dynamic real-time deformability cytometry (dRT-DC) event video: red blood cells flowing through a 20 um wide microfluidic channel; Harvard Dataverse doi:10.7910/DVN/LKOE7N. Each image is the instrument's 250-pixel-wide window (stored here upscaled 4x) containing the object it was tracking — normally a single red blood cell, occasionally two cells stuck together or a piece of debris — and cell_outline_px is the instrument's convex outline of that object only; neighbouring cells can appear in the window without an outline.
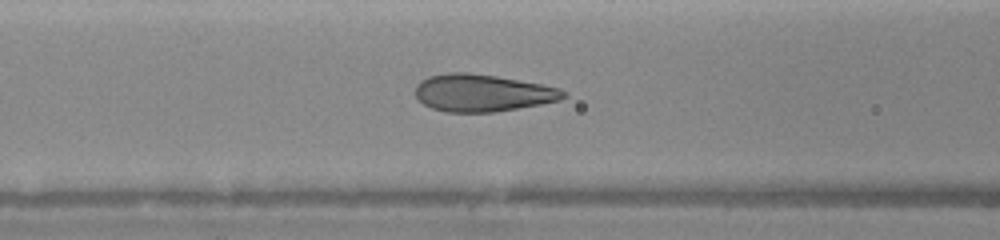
{"species": "human", "species_latin": "Homo sapiens", "temperature_condition": "warm", "stored_images_in_passage": 60, "camera_frame_rate_fps": 3000, "um_per_image_px": 0.085, "donor": {"sex": "female"}, "frame": {"image": 1, "passage_image": 21, "time_ms": 4.0, "image_size_px": [1000, 240], "cell_outline_px": [[568, 96], [560, 100], [540, 104], [492, 112], [444, 112], [432, 108], [424, 104], [416, 96], [416, 84], [420, 80], [428, 76], [448, 72], [468, 72], [496, 76], [540, 84], [560, 88]], "centroid_in_image_um": [40.97, 7.89], "position_along_channel_um": 125.6, "area_um2": 32.02}}
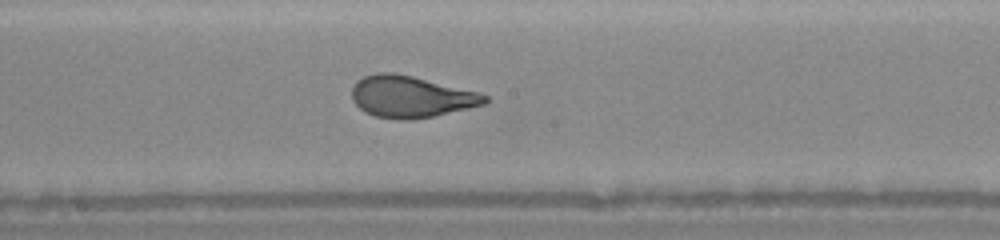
{"frame": {"image": 2, "passage_image": 31, "time_ms": 6.0, "image_size_px": [1000, 240], "cell_outline_px": [[488, 100], [484, 104], [432, 116], [408, 120], [400, 120], [376, 116], [364, 112], [352, 100], [352, 88], [356, 80], [364, 76], [376, 72], [396, 72], [480, 92], [488, 96]], "centroid_in_image_um": [34.89, 8.2], "position_along_channel_um": 213.3, "area_um2": 32.25}}
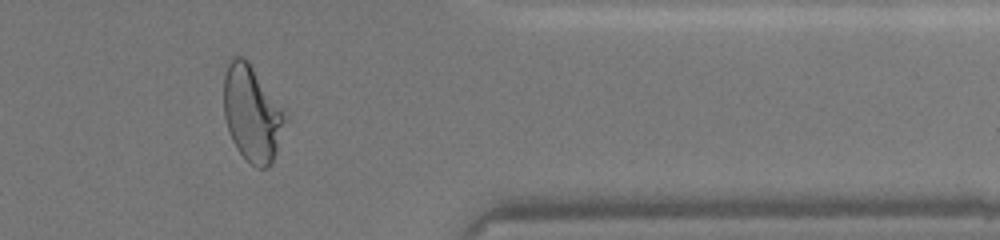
{"frame": {"image": 3, "passage_image": 56, "time_ms": 10.333, "image_size_px": [1000, 240], "cell_outline_px": [[284, 120], [276, 152], [272, 164], [268, 168], [256, 168], [236, 148], [232, 140], [224, 116], [224, 72], [228, 56], [244, 56], [248, 60], [284, 108]], "centroid_in_image_um": [21.39, 9.58], "position_along_channel_um": 390.0, "area_um2": 34.33}}